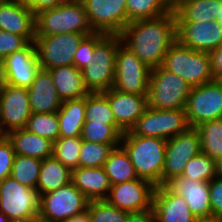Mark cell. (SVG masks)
Here are the masks:
<instances>
[{
  "label": "cell",
  "instance_id": "d6a6232c",
  "mask_svg": "<svg viewBox=\"0 0 222 222\" xmlns=\"http://www.w3.org/2000/svg\"><path fill=\"white\" fill-rule=\"evenodd\" d=\"M123 131L117 125L92 123L85 121L82 127L81 139L85 141L120 146Z\"/></svg>",
  "mask_w": 222,
  "mask_h": 222
},
{
  "label": "cell",
  "instance_id": "74e56055",
  "mask_svg": "<svg viewBox=\"0 0 222 222\" xmlns=\"http://www.w3.org/2000/svg\"><path fill=\"white\" fill-rule=\"evenodd\" d=\"M182 175L193 180L210 182L217 176L216 161L201 152L188 161Z\"/></svg>",
  "mask_w": 222,
  "mask_h": 222
},
{
  "label": "cell",
  "instance_id": "ab89813d",
  "mask_svg": "<svg viewBox=\"0 0 222 222\" xmlns=\"http://www.w3.org/2000/svg\"><path fill=\"white\" fill-rule=\"evenodd\" d=\"M90 222H126L128 212L121 210L106 200H93L88 205Z\"/></svg>",
  "mask_w": 222,
  "mask_h": 222
},
{
  "label": "cell",
  "instance_id": "e575fe53",
  "mask_svg": "<svg viewBox=\"0 0 222 222\" xmlns=\"http://www.w3.org/2000/svg\"><path fill=\"white\" fill-rule=\"evenodd\" d=\"M85 121L117 125L108 98L102 92L86 95Z\"/></svg>",
  "mask_w": 222,
  "mask_h": 222
},
{
  "label": "cell",
  "instance_id": "f546056e",
  "mask_svg": "<svg viewBox=\"0 0 222 222\" xmlns=\"http://www.w3.org/2000/svg\"><path fill=\"white\" fill-rule=\"evenodd\" d=\"M103 168L109 177L111 185L138 179L128 154L121 146L113 149Z\"/></svg>",
  "mask_w": 222,
  "mask_h": 222
},
{
  "label": "cell",
  "instance_id": "836d02e7",
  "mask_svg": "<svg viewBox=\"0 0 222 222\" xmlns=\"http://www.w3.org/2000/svg\"><path fill=\"white\" fill-rule=\"evenodd\" d=\"M41 162L34 157L15 155L10 176L20 184L36 190Z\"/></svg>",
  "mask_w": 222,
  "mask_h": 222
},
{
  "label": "cell",
  "instance_id": "681fc988",
  "mask_svg": "<svg viewBox=\"0 0 222 222\" xmlns=\"http://www.w3.org/2000/svg\"><path fill=\"white\" fill-rule=\"evenodd\" d=\"M7 85L6 71L2 61H0V93Z\"/></svg>",
  "mask_w": 222,
  "mask_h": 222
},
{
  "label": "cell",
  "instance_id": "3957f363",
  "mask_svg": "<svg viewBox=\"0 0 222 222\" xmlns=\"http://www.w3.org/2000/svg\"><path fill=\"white\" fill-rule=\"evenodd\" d=\"M94 33L80 0H70L57 7L35 13V35L49 36L62 33Z\"/></svg>",
  "mask_w": 222,
  "mask_h": 222
},
{
  "label": "cell",
  "instance_id": "f1b7e54d",
  "mask_svg": "<svg viewBox=\"0 0 222 222\" xmlns=\"http://www.w3.org/2000/svg\"><path fill=\"white\" fill-rule=\"evenodd\" d=\"M70 182H72L71 169L64 166L54 156L42 160L36 187L39 197L55 191Z\"/></svg>",
  "mask_w": 222,
  "mask_h": 222
},
{
  "label": "cell",
  "instance_id": "8992f818",
  "mask_svg": "<svg viewBox=\"0 0 222 222\" xmlns=\"http://www.w3.org/2000/svg\"><path fill=\"white\" fill-rule=\"evenodd\" d=\"M191 86L162 66L151 70L148 107L161 110L185 109Z\"/></svg>",
  "mask_w": 222,
  "mask_h": 222
},
{
  "label": "cell",
  "instance_id": "4316f807",
  "mask_svg": "<svg viewBox=\"0 0 222 222\" xmlns=\"http://www.w3.org/2000/svg\"><path fill=\"white\" fill-rule=\"evenodd\" d=\"M221 0H178L173 6L176 22H210L217 19Z\"/></svg>",
  "mask_w": 222,
  "mask_h": 222
},
{
  "label": "cell",
  "instance_id": "9c48e42d",
  "mask_svg": "<svg viewBox=\"0 0 222 222\" xmlns=\"http://www.w3.org/2000/svg\"><path fill=\"white\" fill-rule=\"evenodd\" d=\"M151 69L122 42L118 46L113 87L119 92L148 95Z\"/></svg>",
  "mask_w": 222,
  "mask_h": 222
},
{
  "label": "cell",
  "instance_id": "1f68e13d",
  "mask_svg": "<svg viewBox=\"0 0 222 222\" xmlns=\"http://www.w3.org/2000/svg\"><path fill=\"white\" fill-rule=\"evenodd\" d=\"M128 24L132 21L155 18L172 9L170 0H127Z\"/></svg>",
  "mask_w": 222,
  "mask_h": 222
},
{
  "label": "cell",
  "instance_id": "7dc6e473",
  "mask_svg": "<svg viewBox=\"0 0 222 222\" xmlns=\"http://www.w3.org/2000/svg\"><path fill=\"white\" fill-rule=\"evenodd\" d=\"M126 222H157L153 207L138 212H128Z\"/></svg>",
  "mask_w": 222,
  "mask_h": 222
},
{
  "label": "cell",
  "instance_id": "9a60e30c",
  "mask_svg": "<svg viewBox=\"0 0 222 222\" xmlns=\"http://www.w3.org/2000/svg\"><path fill=\"white\" fill-rule=\"evenodd\" d=\"M31 114L27 88L7 84L0 93V135L25 128Z\"/></svg>",
  "mask_w": 222,
  "mask_h": 222
},
{
  "label": "cell",
  "instance_id": "ba28073f",
  "mask_svg": "<svg viewBox=\"0 0 222 222\" xmlns=\"http://www.w3.org/2000/svg\"><path fill=\"white\" fill-rule=\"evenodd\" d=\"M90 200L72 183L39 197L38 218L63 222L88 209Z\"/></svg>",
  "mask_w": 222,
  "mask_h": 222
},
{
  "label": "cell",
  "instance_id": "30bf717a",
  "mask_svg": "<svg viewBox=\"0 0 222 222\" xmlns=\"http://www.w3.org/2000/svg\"><path fill=\"white\" fill-rule=\"evenodd\" d=\"M188 128L185 109L161 110L148 107L130 132L141 137L168 140Z\"/></svg>",
  "mask_w": 222,
  "mask_h": 222
},
{
  "label": "cell",
  "instance_id": "7c38bea8",
  "mask_svg": "<svg viewBox=\"0 0 222 222\" xmlns=\"http://www.w3.org/2000/svg\"><path fill=\"white\" fill-rule=\"evenodd\" d=\"M86 34L62 33L49 36H35L37 58L41 69L49 70L59 66L73 65L74 54Z\"/></svg>",
  "mask_w": 222,
  "mask_h": 222
},
{
  "label": "cell",
  "instance_id": "f907efd6",
  "mask_svg": "<svg viewBox=\"0 0 222 222\" xmlns=\"http://www.w3.org/2000/svg\"><path fill=\"white\" fill-rule=\"evenodd\" d=\"M196 222H222V218H217V217L203 218V219H197Z\"/></svg>",
  "mask_w": 222,
  "mask_h": 222
},
{
  "label": "cell",
  "instance_id": "9f6ffc18",
  "mask_svg": "<svg viewBox=\"0 0 222 222\" xmlns=\"http://www.w3.org/2000/svg\"><path fill=\"white\" fill-rule=\"evenodd\" d=\"M34 222H48V221L42 220L40 218H37Z\"/></svg>",
  "mask_w": 222,
  "mask_h": 222
},
{
  "label": "cell",
  "instance_id": "484cf974",
  "mask_svg": "<svg viewBox=\"0 0 222 222\" xmlns=\"http://www.w3.org/2000/svg\"><path fill=\"white\" fill-rule=\"evenodd\" d=\"M13 146L15 155L34 157L40 160L53 156V142L29 132L16 129L5 135Z\"/></svg>",
  "mask_w": 222,
  "mask_h": 222
},
{
  "label": "cell",
  "instance_id": "db71d44e",
  "mask_svg": "<svg viewBox=\"0 0 222 222\" xmlns=\"http://www.w3.org/2000/svg\"><path fill=\"white\" fill-rule=\"evenodd\" d=\"M216 20L222 24V3L220 4V12Z\"/></svg>",
  "mask_w": 222,
  "mask_h": 222
},
{
  "label": "cell",
  "instance_id": "7a4b0ae2",
  "mask_svg": "<svg viewBox=\"0 0 222 222\" xmlns=\"http://www.w3.org/2000/svg\"><path fill=\"white\" fill-rule=\"evenodd\" d=\"M167 140L156 137H141L130 131L124 132L120 146L126 151L138 178L162 185Z\"/></svg>",
  "mask_w": 222,
  "mask_h": 222
},
{
  "label": "cell",
  "instance_id": "6da1fadb",
  "mask_svg": "<svg viewBox=\"0 0 222 222\" xmlns=\"http://www.w3.org/2000/svg\"><path fill=\"white\" fill-rule=\"evenodd\" d=\"M120 36L122 43L151 70L158 68L171 45L177 40L173 8L155 18L130 22Z\"/></svg>",
  "mask_w": 222,
  "mask_h": 222
},
{
  "label": "cell",
  "instance_id": "bcb514c9",
  "mask_svg": "<svg viewBox=\"0 0 222 222\" xmlns=\"http://www.w3.org/2000/svg\"><path fill=\"white\" fill-rule=\"evenodd\" d=\"M209 54L211 58V70L214 80L222 81V44Z\"/></svg>",
  "mask_w": 222,
  "mask_h": 222
},
{
  "label": "cell",
  "instance_id": "5b68a950",
  "mask_svg": "<svg viewBox=\"0 0 222 222\" xmlns=\"http://www.w3.org/2000/svg\"><path fill=\"white\" fill-rule=\"evenodd\" d=\"M120 35H105L96 45L94 52L82 71L84 84L90 93L104 92L113 87L115 63Z\"/></svg>",
  "mask_w": 222,
  "mask_h": 222
},
{
  "label": "cell",
  "instance_id": "603a6c76",
  "mask_svg": "<svg viewBox=\"0 0 222 222\" xmlns=\"http://www.w3.org/2000/svg\"><path fill=\"white\" fill-rule=\"evenodd\" d=\"M32 113H57L62 105L49 70L37 72L31 86L27 88Z\"/></svg>",
  "mask_w": 222,
  "mask_h": 222
},
{
  "label": "cell",
  "instance_id": "ffe728a7",
  "mask_svg": "<svg viewBox=\"0 0 222 222\" xmlns=\"http://www.w3.org/2000/svg\"><path fill=\"white\" fill-rule=\"evenodd\" d=\"M2 62L6 71L7 84L12 86L29 88L40 70L34 42L8 55Z\"/></svg>",
  "mask_w": 222,
  "mask_h": 222
},
{
  "label": "cell",
  "instance_id": "e0dca14e",
  "mask_svg": "<svg viewBox=\"0 0 222 222\" xmlns=\"http://www.w3.org/2000/svg\"><path fill=\"white\" fill-rule=\"evenodd\" d=\"M177 40L193 50L210 53L222 44V24L217 20L176 22Z\"/></svg>",
  "mask_w": 222,
  "mask_h": 222
},
{
  "label": "cell",
  "instance_id": "7402d4cb",
  "mask_svg": "<svg viewBox=\"0 0 222 222\" xmlns=\"http://www.w3.org/2000/svg\"><path fill=\"white\" fill-rule=\"evenodd\" d=\"M0 30L23 36L29 43L35 40V13L23 3H0Z\"/></svg>",
  "mask_w": 222,
  "mask_h": 222
},
{
  "label": "cell",
  "instance_id": "d4e9b609",
  "mask_svg": "<svg viewBox=\"0 0 222 222\" xmlns=\"http://www.w3.org/2000/svg\"><path fill=\"white\" fill-rule=\"evenodd\" d=\"M49 71L62 101L79 99L90 93L84 84L82 71L74 65L59 66Z\"/></svg>",
  "mask_w": 222,
  "mask_h": 222
},
{
  "label": "cell",
  "instance_id": "8fae6325",
  "mask_svg": "<svg viewBox=\"0 0 222 222\" xmlns=\"http://www.w3.org/2000/svg\"><path fill=\"white\" fill-rule=\"evenodd\" d=\"M189 127L222 118V81L214 80L192 87L185 105Z\"/></svg>",
  "mask_w": 222,
  "mask_h": 222
},
{
  "label": "cell",
  "instance_id": "8d00e7d4",
  "mask_svg": "<svg viewBox=\"0 0 222 222\" xmlns=\"http://www.w3.org/2000/svg\"><path fill=\"white\" fill-rule=\"evenodd\" d=\"M25 129L54 143L59 138L57 113H32Z\"/></svg>",
  "mask_w": 222,
  "mask_h": 222
},
{
  "label": "cell",
  "instance_id": "b9f144b4",
  "mask_svg": "<svg viewBox=\"0 0 222 222\" xmlns=\"http://www.w3.org/2000/svg\"><path fill=\"white\" fill-rule=\"evenodd\" d=\"M29 42L20 35L0 30V61L25 48Z\"/></svg>",
  "mask_w": 222,
  "mask_h": 222
},
{
  "label": "cell",
  "instance_id": "f5cc1de1",
  "mask_svg": "<svg viewBox=\"0 0 222 222\" xmlns=\"http://www.w3.org/2000/svg\"><path fill=\"white\" fill-rule=\"evenodd\" d=\"M0 222H11V221L4 213L0 212Z\"/></svg>",
  "mask_w": 222,
  "mask_h": 222
},
{
  "label": "cell",
  "instance_id": "f6af8a7d",
  "mask_svg": "<svg viewBox=\"0 0 222 222\" xmlns=\"http://www.w3.org/2000/svg\"><path fill=\"white\" fill-rule=\"evenodd\" d=\"M68 1L70 0H23V3L26 4L34 13H37L44 9L57 7Z\"/></svg>",
  "mask_w": 222,
  "mask_h": 222
},
{
  "label": "cell",
  "instance_id": "5bb4252c",
  "mask_svg": "<svg viewBox=\"0 0 222 222\" xmlns=\"http://www.w3.org/2000/svg\"><path fill=\"white\" fill-rule=\"evenodd\" d=\"M201 153V142L198 131L189 127L167 140L165 162L162 173V185L182 175L188 161Z\"/></svg>",
  "mask_w": 222,
  "mask_h": 222
},
{
  "label": "cell",
  "instance_id": "cb8c5ba5",
  "mask_svg": "<svg viewBox=\"0 0 222 222\" xmlns=\"http://www.w3.org/2000/svg\"><path fill=\"white\" fill-rule=\"evenodd\" d=\"M72 183L90 200H105L111 183L103 167L72 170Z\"/></svg>",
  "mask_w": 222,
  "mask_h": 222
},
{
  "label": "cell",
  "instance_id": "d590c367",
  "mask_svg": "<svg viewBox=\"0 0 222 222\" xmlns=\"http://www.w3.org/2000/svg\"><path fill=\"white\" fill-rule=\"evenodd\" d=\"M81 137L58 138L53 143V156L71 170L79 167Z\"/></svg>",
  "mask_w": 222,
  "mask_h": 222
},
{
  "label": "cell",
  "instance_id": "4dcf8cb0",
  "mask_svg": "<svg viewBox=\"0 0 222 222\" xmlns=\"http://www.w3.org/2000/svg\"><path fill=\"white\" fill-rule=\"evenodd\" d=\"M195 129L200 137L201 152L217 162L222 157V118L203 122Z\"/></svg>",
  "mask_w": 222,
  "mask_h": 222
},
{
  "label": "cell",
  "instance_id": "ee69618b",
  "mask_svg": "<svg viewBox=\"0 0 222 222\" xmlns=\"http://www.w3.org/2000/svg\"><path fill=\"white\" fill-rule=\"evenodd\" d=\"M212 217L222 218V178L214 177L209 182Z\"/></svg>",
  "mask_w": 222,
  "mask_h": 222
},
{
  "label": "cell",
  "instance_id": "11a10c76",
  "mask_svg": "<svg viewBox=\"0 0 222 222\" xmlns=\"http://www.w3.org/2000/svg\"><path fill=\"white\" fill-rule=\"evenodd\" d=\"M12 1H23V0H0V3H2V2H12Z\"/></svg>",
  "mask_w": 222,
  "mask_h": 222
},
{
  "label": "cell",
  "instance_id": "277c9868",
  "mask_svg": "<svg viewBox=\"0 0 222 222\" xmlns=\"http://www.w3.org/2000/svg\"><path fill=\"white\" fill-rule=\"evenodd\" d=\"M161 66L178 75L191 87L214 81L210 54L193 50L178 40L171 45Z\"/></svg>",
  "mask_w": 222,
  "mask_h": 222
},
{
  "label": "cell",
  "instance_id": "7bdbcfd3",
  "mask_svg": "<svg viewBox=\"0 0 222 222\" xmlns=\"http://www.w3.org/2000/svg\"><path fill=\"white\" fill-rule=\"evenodd\" d=\"M15 151L5 135H0V182L11 175Z\"/></svg>",
  "mask_w": 222,
  "mask_h": 222
},
{
  "label": "cell",
  "instance_id": "f35d334b",
  "mask_svg": "<svg viewBox=\"0 0 222 222\" xmlns=\"http://www.w3.org/2000/svg\"><path fill=\"white\" fill-rule=\"evenodd\" d=\"M115 147L111 144L95 143L83 140L80 151L79 167H103Z\"/></svg>",
  "mask_w": 222,
  "mask_h": 222
},
{
  "label": "cell",
  "instance_id": "ac0fdd59",
  "mask_svg": "<svg viewBox=\"0 0 222 222\" xmlns=\"http://www.w3.org/2000/svg\"><path fill=\"white\" fill-rule=\"evenodd\" d=\"M173 193L181 195L197 219L211 218L209 182H201L178 175L165 184Z\"/></svg>",
  "mask_w": 222,
  "mask_h": 222
},
{
  "label": "cell",
  "instance_id": "83f0119b",
  "mask_svg": "<svg viewBox=\"0 0 222 222\" xmlns=\"http://www.w3.org/2000/svg\"><path fill=\"white\" fill-rule=\"evenodd\" d=\"M86 96L79 99L65 100L57 111L59 138L81 137L85 123Z\"/></svg>",
  "mask_w": 222,
  "mask_h": 222
},
{
  "label": "cell",
  "instance_id": "d6986e66",
  "mask_svg": "<svg viewBox=\"0 0 222 222\" xmlns=\"http://www.w3.org/2000/svg\"><path fill=\"white\" fill-rule=\"evenodd\" d=\"M109 101L115 123L127 132L148 108V95L119 92L114 88L102 92Z\"/></svg>",
  "mask_w": 222,
  "mask_h": 222
},
{
  "label": "cell",
  "instance_id": "44dd1931",
  "mask_svg": "<svg viewBox=\"0 0 222 222\" xmlns=\"http://www.w3.org/2000/svg\"><path fill=\"white\" fill-rule=\"evenodd\" d=\"M157 222H196L185 199L166 185L155 186L152 204Z\"/></svg>",
  "mask_w": 222,
  "mask_h": 222
},
{
  "label": "cell",
  "instance_id": "c3c4849f",
  "mask_svg": "<svg viewBox=\"0 0 222 222\" xmlns=\"http://www.w3.org/2000/svg\"><path fill=\"white\" fill-rule=\"evenodd\" d=\"M63 222H90L89 212L88 210H86L80 214H77L71 218L66 219Z\"/></svg>",
  "mask_w": 222,
  "mask_h": 222
},
{
  "label": "cell",
  "instance_id": "6f0895ef",
  "mask_svg": "<svg viewBox=\"0 0 222 222\" xmlns=\"http://www.w3.org/2000/svg\"><path fill=\"white\" fill-rule=\"evenodd\" d=\"M178 0H170L172 6L177 2Z\"/></svg>",
  "mask_w": 222,
  "mask_h": 222
},
{
  "label": "cell",
  "instance_id": "60d3db41",
  "mask_svg": "<svg viewBox=\"0 0 222 222\" xmlns=\"http://www.w3.org/2000/svg\"><path fill=\"white\" fill-rule=\"evenodd\" d=\"M106 34L100 32H94L90 35H86L80 42L73 58V65L82 70L87 66V62L91 57V53L94 52L95 45L105 36Z\"/></svg>",
  "mask_w": 222,
  "mask_h": 222
},
{
  "label": "cell",
  "instance_id": "52a82bcc",
  "mask_svg": "<svg viewBox=\"0 0 222 222\" xmlns=\"http://www.w3.org/2000/svg\"><path fill=\"white\" fill-rule=\"evenodd\" d=\"M0 212L11 222H34L39 216V195L11 176L0 182Z\"/></svg>",
  "mask_w": 222,
  "mask_h": 222
},
{
  "label": "cell",
  "instance_id": "2e32d148",
  "mask_svg": "<svg viewBox=\"0 0 222 222\" xmlns=\"http://www.w3.org/2000/svg\"><path fill=\"white\" fill-rule=\"evenodd\" d=\"M155 186L148 180L138 178L133 181L111 185L109 204L127 211L138 212L152 208Z\"/></svg>",
  "mask_w": 222,
  "mask_h": 222
},
{
  "label": "cell",
  "instance_id": "4fadbf2b",
  "mask_svg": "<svg viewBox=\"0 0 222 222\" xmlns=\"http://www.w3.org/2000/svg\"><path fill=\"white\" fill-rule=\"evenodd\" d=\"M94 32L120 35L128 24L127 0H80Z\"/></svg>",
  "mask_w": 222,
  "mask_h": 222
},
{
  "label": "cell",
  "instance_id": "816d5d0a",
  "mask_svg": "<svg viewBox=\"0 0 222 222\" xmlns=\"http://www.w3.org/2000/svg\"><path fill=\"white\" fill-rule=\"evenodd\" d=\"M217 176L222 178V157L216 162Z\"/></svg>",
  "mask_w": 222,
  "mask_h": 222
}]
</instances>
